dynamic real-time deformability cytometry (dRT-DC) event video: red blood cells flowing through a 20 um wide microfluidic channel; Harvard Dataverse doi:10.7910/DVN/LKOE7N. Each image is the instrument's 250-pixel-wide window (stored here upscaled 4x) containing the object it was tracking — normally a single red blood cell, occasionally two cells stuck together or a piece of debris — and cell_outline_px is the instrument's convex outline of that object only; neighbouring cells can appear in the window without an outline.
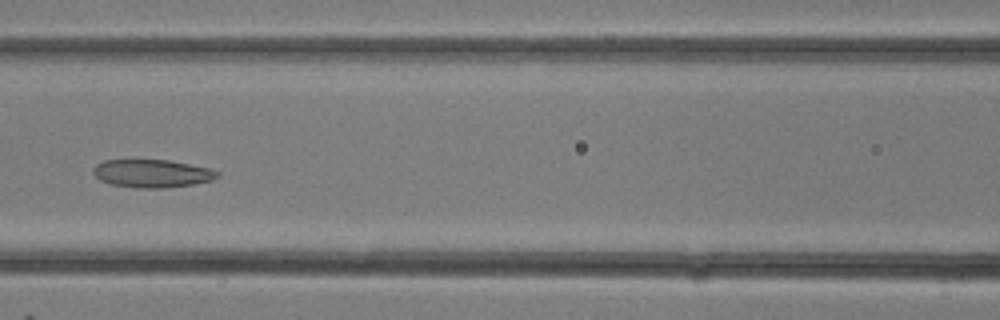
{"species": "common noctule bat (a hibernating species)", "species_latin": "Nyctalus noctula", "temperature_condition": "room temperature", "stored_images_in_passage": 18, "camera_frame_rate_fps": 3000, "um_per_image_px": 0.085, "animal": {"sex": "female"}, "frame": {"image": 1, "passage_image": 13, "time_ms": 4.0, "image_size_px": [1000, 320], "cell_outline_px": [[220, 176], [212, 180], [192, 184], [164, 188], [136, 188], [112, 184], [100, 180], [92, 172], [92, 168], [96, 164], [104, 160], [168, 160], [212, 168], [220, 172]], "centroid_in_image_um": [12.94, 14.74], "position_along_channel_um": 153.7, "area_um2": 20.35}}
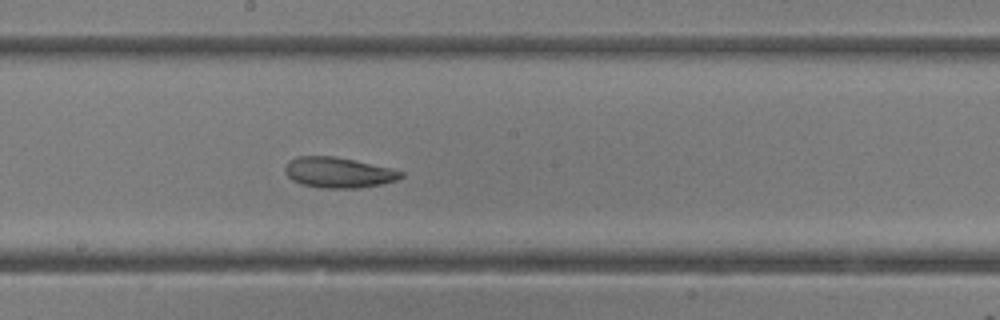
{"frame": {"image": 2, "passage_image": 16, "time_ms": 5.0, "image_size_px": [1000, 320], "cell_outline_px": [[404, 176], [396, 180], [380, 184], [360, 188], [320, 188], [300, 184], [292, 180], [284, 172], [284, 164], [288, 160], [296, 156], [332, 156], [392, 168], [404, 172]], "centroid_in_image_um": [28.72, 14.67], "position_along_channel_um": 219.5, "area_um2": 20.75}}
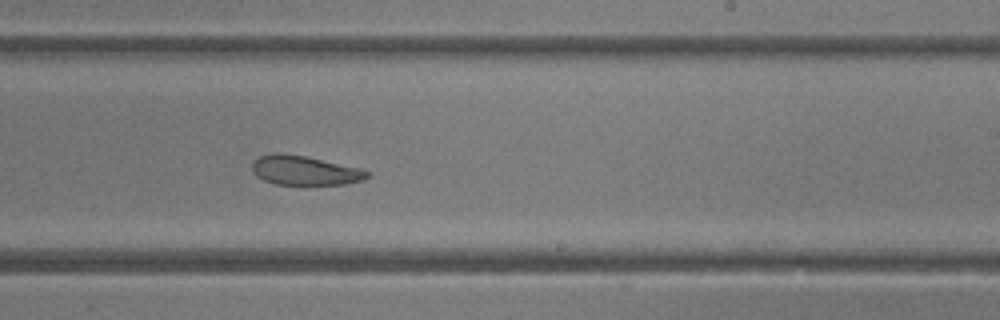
{"frame": {"image": 3, "passage_image": 18, "time_ms": 5.667, "image_size_px": [1000, 320], "cell_outline_px": [[368, 176], [364, 180], [344, 184], [276, 184], [264, 180], [256, 176], [252, 172], [252, 164], [260, 156], [272, 152], [280, 152], [304, 156], [360, 168], [368, 172]], "centroid_in_image_um": [25.86, 14.48], "position_along_channel_um": 263.1, "area_um2": 19.48}}